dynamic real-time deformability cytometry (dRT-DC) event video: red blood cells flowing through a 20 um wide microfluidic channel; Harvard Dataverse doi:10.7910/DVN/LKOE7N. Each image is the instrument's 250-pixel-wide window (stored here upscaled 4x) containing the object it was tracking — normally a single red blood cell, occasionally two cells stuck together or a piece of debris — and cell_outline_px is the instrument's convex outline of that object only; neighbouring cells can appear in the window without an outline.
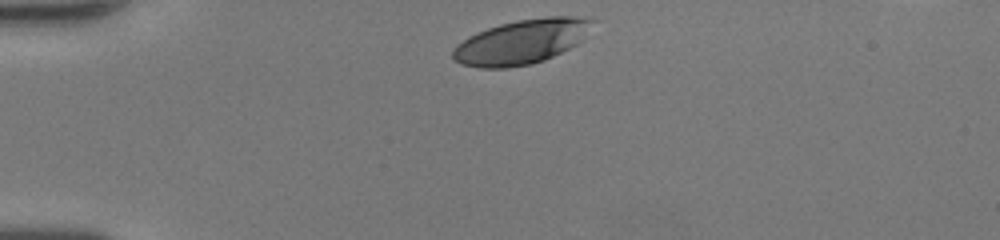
{"species": "human", "species_latin": "Homo sapiens", "temperature_condition": "room temperature", "stored_images_in_passage": 31, "camera_frame_rate_fps": 3000, "um_per_image_px": 0.085, "donor": {"sex": "female"}, "frame": {"image": 1, "passage_image": 1, "time_ms": 0.0, "image_size_px": [1000, 240], "cell_outline_px": [[596, 20], [584, 40], [544, 60], [532, 64], [508, 68], [480, 68], [460, 64], [452, 60], [452, 52], [468, 36], [476, 32], [500, 24], [516, 20], [548, 16], [572, 16]], "centroid_in_image_um": [44.34, 3.55], "position_along_channel_um": 40.7, "area_um2": 36.24}}
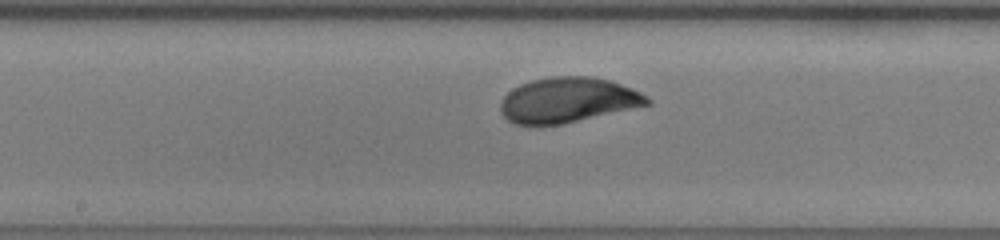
{"frame": {"image": 2, "passage_image": 16, "time_ms": 5.0, "image_size_px": [1000, 240], "cell_outline_px": [[652, 104], [560, 124], [516, 124], [508, 120], [500, 112], [500, 104], [504, 96], [512, 88], [520, 84], [532, 80], [552, 76], [596, 76], [612, 80], [632, 88], [640, 92], [652, 100]], "centroid_in_image_um": [48.28, 8.48], "position_along_channel_um": 199.9, "area_um2": 38.55}}
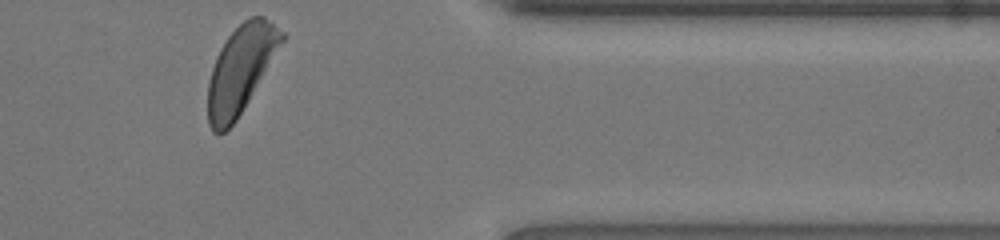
{"frame": {"image": 3, "passage_image": 31, "time_ms": 10.0, "image_size_px": [1000, 240], "cell_outline_px": [[284, 40], [236, 120], [224, 132], [212, 132], [208, 124], [208, 80], [216, 56], [220, 48], [228, 36], [244, 20], [252, 16], [264, 16], [284, 32]], "centroid_in_image_um": [20.43, 5.88], "position_along_channel_um": 391.0, "area_um2": 36.82}, "authors_computed_cell_mechanics": {"area_um2": 37.57, "velocity_mm_per_s": 4.1103, "shape_relaxation_time_tau1_ms": 3.1351, "shape_relaxation_time_tau2_ms": null, "deformation_change_tau1": 0.1723, "deformation_change_tau2": null}}